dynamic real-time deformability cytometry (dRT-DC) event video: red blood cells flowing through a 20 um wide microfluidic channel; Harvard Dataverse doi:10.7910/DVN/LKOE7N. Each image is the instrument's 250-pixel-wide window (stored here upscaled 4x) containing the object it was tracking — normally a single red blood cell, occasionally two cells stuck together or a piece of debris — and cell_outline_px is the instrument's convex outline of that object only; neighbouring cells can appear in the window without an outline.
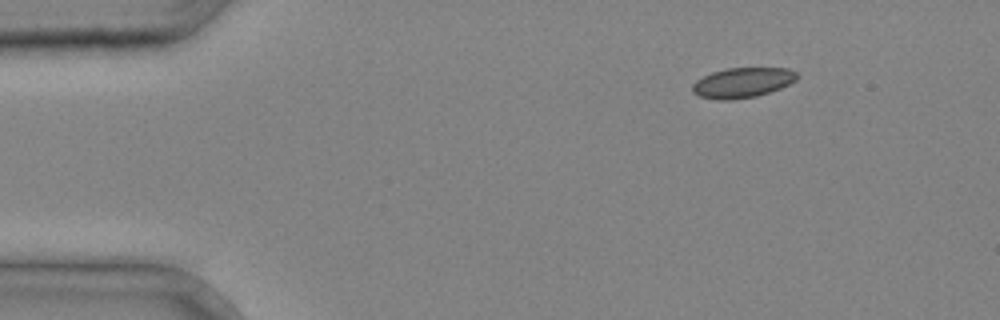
{"species": "common noctule bat (a hibernating species)", "species_latin": "Nyctalus noctula", "temperature_condition": "cold", "stored_images_in_passage": 4, "segment_of_instrument_passage": [2, 2], "camera_frame_rate_fps": 3000, "um_per_image_px": 0.085, "animal": {"sex": "male", "body_mass_g": 20.4}, "frame": {"image": 1, "passage_image": 4, "time_ms": 1.0, "image_size_px": [1000, 320], "cell_outline_px": [[800, 76], [796, 80], [780, 88], [756, 96], [732, 100], [716, 100], [700, 96], [692, 92], [692, 84], [696, 80], [712, 72], [728, 68], [788, 68], [796, 72]], "centroid_in_image_um": [63.1, 7.02], "position_along_channel_um": 21.9, "area_um2": 18.32}}